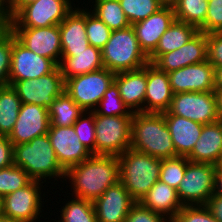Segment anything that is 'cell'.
I'll return each mask as SVG.
<instances>
[{
	"mask_svg": "<svg viewBox=\"0 0 222 222\" xmlns=\"http://www.w3.org/2000/svg\"><path fill=\"white\" fill-rule=\"evenodd\" d=\"M71 188L73 196L94 202L105 190L120 181V164L118 156L91 155L82 163L65 171L64 183ZM73 190V191H72Z\"/></svg>",
	"mask_w": 222,
	"mask_h": 222,
	"instance_id": "6da1fadb",
	"label": "cell"
},
{
	"mask_svg": "<svg viewBox=\"0 0 222 222\" xmlns=\"http://www.w3.org/2000/svg\"><path fill=\"white\" fill-rule=\"evenodd\" d=\"M13 153L14 165L21 167L32 180L43 182L48 187L46 184L57 185L55 181L61 179L64 187L65 170L58 163L48 134L38 136L28 143L13 145ZM51 179L52 182L48 181Z\"/></svg>",
	"mask_w": 222,
	"mask_h": 222,
	"instance_id": "7a4b0ae2",
	"label": "cell"
},
{
	"mask_svg": "<svg viewBox=\"0 0 222 222\" xmlns=\"http://www.w3.org/2000/svg\"><path fill=\"white\" fill-rule=\"evenodd\" d=\"M130 148L159 159L176 157L163 113H134Z\"/></svg>",
	"mask_w": 222,
	"mask_h": 222,
	"instance_id": "3957f363",
	"label": "cell"
},
{
	"mask_svg": "<svg viewBox=\"0 0 222 222\" xmlns=\"http://www.w3.org/2000/svg\"><path fill=\"white\" fill-rule=\"evenodd\" d=\"M120 182L131 197L139 202L159 180L162 159L152 157L133 149H127L118 156Z\"/></svg>",
	"mask_w": 222,
	"mask_h": 222,
	"instance_id": "277c9868",
	"label": "cell"
},
{
	"mask_svg": "<svg viewBox=\"0 0 222 222\" xmlns=\"http://www.w3.org/2000/svg\"><path fill=\"white\" fill-rule=\"evenodd\" d=\"M104 68L114 73L134 71L149 63L148 56L140 48L133 27L112 30L109 40L101 49Z\"/></svg>",
	"mask_w": 222,
	"mask_h": 222,
	"instance_id": "5b68a950",
	"label": "cell"
},
{
	"mask_svg": "<svg viewBox=\"0 0 222 222\" xmlns=\"http://www.w3.org/2000/svg\"><path fill=\"white\" fill-rule=\"evenodd\" d=\"M43 184L45 183L32 180L25 187L5 195L2 198L1 214L18 222H42L41 217L49 220L50 218L42 214L45 210L43 204L49 202L45 197L50 195V190L47 188L48 192H45L46 187Z\"/></svg>",
	"mask_w": 222,
	"mask_h": 222,
	"instance_id": "8992f818",
	"label": "cell"
},
{
	"mask_svg": "<svg viewBox=\"0 0 222 222\" xmlns=\"http://www.w3.org/2000/svg\"><path fill=\"white\" fill-rule=\"evenodd\" d=\"M133 116H104L94 112L95 155L120 156L131 144Z\"/></svg>",
	"mask_w": 222,
	"mask_h": 222,
	"instance_id": "52a82bcc",
	"label": "cell"
},
{
	"mask_svg": "<svg viewBox=\"0 0 222 222\" xmlns=\"http://www.w3.org/2000/svg\"><path fill=\"white\" fill-rule=\"evenodd\" d=\"M115 74L101 68L69 78L65 81V91L84 111L92 112L114 82Z\"/></svg>",
	"mask_w": 222,
	"mask_h": 222,
	"instance_id": "ba28073f",
	"label": "cell"
},
{
	"mask_svg": "<svg viewBox=\"0 0 222 222\" xmlns=\"http://www.w3.org/2000/svg\"><path fill=\"white\" fill-rule=\"evenodd\" d=\"M78 0H37L24 6L12 19L10 28H40L59 25Z\"/></svg>",
	"mask_w": 222,
	"mask_h": 222,
	"instance_id": "9c48e42d",
	"label": "cell"
},
{
	"mask_svg": "<svg viewBox=\"0 0 222 222\" xmlns=\"http://www.w3.org/2000/svg\"><path fill=\"white\" fill-rule=\"evenodd\" d=\"M217 166L208 163L188 162L183 180L177 189L183 206L205 205L214 194Z\"/></svg>",
	"mask_w": 222,
	"mask_h": 222,
	"instance_id": "30bf717a",
	"label": "cell"
},
{
	"mask_svg": "<svg viewBox=\"0 0 222 222\" xmlns=\"http://www.w3.org/2000/svg\"><path fill=\"white\" fill-rule=\"evenodd\" d=\"M163 114L178 115L203 125L220 121L214 91L174 94Z\"/></svg>",
	"mask_w": 222,
	"mask_h": 222,
	"instance_id": "8fae6325",
	"label": "cell"
},
{
	"mask_svg": "<svg viewBox=\"0 0 222 222\" xmlns=\"http://www.w3.org/2000/svg\"><path fill=\"white\" fill-rule=\"evenodd\" d=\"M22 103L37 104L49 108L54 99L65 91V81L60 68L39 78L9 81Z\"/></svg>",
	"mask_w": 222,
	"mask_h": 222,
	"instance_id": "7c38bea8",
	"label": "cell"
},
{
	"mask_svg": "<svg viewBox=\"0 0 222 222\" xmlns=\"http://www.w3.org/2000/svg\"><path fill=\"white\" fill-rule=\"evenodd\" d=\"M58 65L23 46L12 32V54L9 81L39 78L53 72Z\"/></svg>",
	"mask_w": 222,
	"mask_h": 222,
	"instance_id": "4fadbf2b",
	"label": "cell"
},
{
	"mask_svg": "<svg viewBox=\"0 0 222 222\" xmlns=\"http://www.w3.org/2000/svg\"><path fill=\"white\" fill-rule=\"evenodd\" d=\"M10 30L27 49L51 59L59 65L62 54L59 25L40 28H10Z\"/></svg>",
	"mask_w": 222,
	"mask_h": 222,
	"instance_id": "5bb4252c",
	"label": "cell"
},
{
	"mask_svg": "<svg viewBox=\"0 0 222 222\" xmlns=\"http://www.w3.org/2000/svg\"><path fill=\"white\" fill-rule=\"evenodd\" d=\"M49 127L48 108L37 104L22 103L17 121L8 139L13 145L28 143L38 136L47 134Z\"/></svg>",
	"mask_w": 222,
	"mask_h": 222,
	"instance_id": "9a60e30c",
	"label": "cell"
},
{
	"mask_svg": "<svg viewBox=\"0 0 222 222\" xmlns=\"http://www.w3.org/2000/svg\"><path fill=\"white\" fill-rule=\"evenodd\" d=\"M174 94L214 91L215 68L208 60L191 64L168 73Z\"/></svg>",
	"mask_w": 222,
	"mask_h": 222,
	"instance_id": "2e32d148",
	"label": "cell"
},
{
	"mask_svg": "<svg viewBox=\"0 0 222 222\" xmlns=\"http://www.w3.org/2000/svg\"><path fill=\"white\" fill-rule=\"evenodd\" d=\"M47 134L58 163L65 171L92 155L80 142L73 126H50Z\"/></svg>",
	"mask_w": 222,
	"mask_h": 222,
	"instance_id": "e0dca14e",
	"label": "cell"
},
{
	"mask_svg": "<svg viewBox=\"0 0 222 222\" xmlns=\"http://www.w3.org/2000/svg\"><path fill=\"white\" fill-rule=\"evenodd\" d=\"M207 60V34L198 31L179 49L160 55L152 64L169 73Z\"/></svg>",
	"mask_w": 222,
	"mask_h": 222,
	"instance_id": "ac0fdd59",
	"label": "cell"
},
{
	"mask_svg": "<svg viewBox=\"0 0 222 222\" xmlns=\"http://www.w3.org/2000/svg\"><path fill=\"white\" fill-rule=\"evenodd\" d=\"M136 201L119 181L93 202L97 222H124Z\"/></svg>",
	"mask_w": 222,
	"mask_h": 222,
	"instance_id": "d6986e66",
	"label": "cell"
},
{
	"mask_svg": "<svg viewBox=\"0 0 222 222\" xmlns=\"http://www.w3.org/2000/svg\"><path fill=\"white\" fill-rule=\"evenodd\" d=\"M175 20L172 5H164L148 18L131 25L138 39L140 48L147 56L156 49L161 36Z\"/></svg>",
	"mask_w": 222,
	"mask_h": 222,
	"instance_id": "ffe728a7",
	"label": "cell"
},
{
	"mask_svg": "<svg viewBox=\"0 0 222 222\" xmlns=\"http://www.w3.org/2000/svg\"><path fill=\"white\" fill-rule=\"evenodd\" d=\"M173 95L168 73L159 70L152 63H148L144 113L166 112Z\"/></svg>",
	"mask_w": 222,
	"mask_h": 222,
	"instance_id": "44dd1931",
	"label": "cell"
},
{
	"mask_svg": "<svg viewBox=\"0 0 222 222\" xmlns=\"http://www.w3.org/2000/svg\"><path fill=\"white\" fill-rule=\"evenodd\" d=\"M114 82L120 96L132 113H144V100L147 86V64L138 70L115 74Z\"/></svg>",
	"mask_w": 222,
	"mask_h": 222,
	"instance_id": "7402d4cb",
	"label": "cell"
},
{
	"mask_svg": "<svg viewBox=\"0 0 222 222\" xmlns=\"http://www.w3.org/2000/svg\"><path fill=\"white\" fill-rule=\"evenodd\" d=\"M187 159L195 163L221 164L222 120L203 125L200 138Z\"/></svg>",
	"mask_w": 222,
	"mask_h": 222,
	"instance_id": "603a6c76",
	"label": "cell"
},
{
	"mask_svg": "<svg viewBox=\"0 0 222 222\" xmlns=\"http://www.w3.org/2000/svg\"><path fill=\"white\" fill-rule=\"evenodd\" d=\"M58 67L64 81L104 68L101 49L89 45L80 51H62Z\"/></svg>",
	"mask_w": 222,
	"mask_h": 222,
	"instance_id": "cb8c5ba5",
	"label": "cell"
},
{
	"mask_svg": "<svg viewBox=\"0 0 222 222\" xmlns=\"http://www.w3.org/2000/svg\"><path fill=\"white\" fill-rule=\"evenodd\" d=\"M77 3L59 24L62 51H80L90 45L86 36V5L81 2V8Z\"/></svg>",
	"mask_w": 222,
	"mask_h": 222,
	"instance_id": "d4e9b609",
	"label": "cell"
},
{
	"mask_svg": "<svg viewBox=\"0 0 222 222\" xmlns=\"http://www.w3.org/2000/svg\"><path fill=\"white\" fill-rule=\"evenodd\" d=\"M175 147L176 156L188 157L200 138L203 124L172 114H163Z\"/></svg>",
	"mask_w": 222,
	"mask_h": 222,
	"instance_id": "484cf974",
	"label": "cell"
},
{
	"mask_svg": "<svg viewBox=\"0 0 222 222\" xmlns=\"http://www.w3.org/2000/svg\"><path fill=\"white\" fill-rule=\"evenodd\" d=\"M141 205L171 221L183 208L177 190L158 180L139 201Z\"/></svg>",
	"mask_w": 222,
	"mask_h": 222,
	"instance_id": "4316f807",
	"label": "cell"
},
{
	"mask_svg": "<svg viewBox=\"0 0 222 222\" xmlns=\"http://www.w3.org/2000/svg\"><path fill=\"white\" fill-rule=\"evenodd\" d=\"M198 31L194 25L175 20L161 36L156 49L148 56L149 63H153L162 54L179 49Z\"/></svg>",
	"mask_w": 222,
	"mask_h": 222,
	"instance_id": "83f0119b",
	"label": "cell"
},
{
	"mask_svg": "<svg viewBox=\"0 0 222 222\" xmlns=\"http://www.w3.org/2000/svg\"><path fill=\"white\" fill-rule=\"evenodd\" d=\"M83 4L88 5L87 8H90L89 10L111 30L124 29L131 25L122 10L119 0H88L87 4L84 1Z\"/></svg>",
	"mask_w": 222,
	"mask_h": 222,
	"instance_id": "f1b7e54d",
	"label": "cell"
},
{
	"mask_svg": "<svg viewBox=\"0 0 222 222\" xmlns=\"http://www.w3.org/2000/svg\"><path fill=\"white\" fill-rule=\"evenodd\" d=\"M21 99L11 86H0V136H9L17 121Z\"/></svg>",
	"mask_w": 222,
	"mask_h": 222,
	"instance_id": "f546056e",
	"label": "cell"
},
{
	"mask_svg": "<svg viewBox=\"0 0 222 222\" xmlns=\"http://www.w3.org/2000/svg\"><path fill=\"white\" fill-rule=\"evenodd\" d=\"M48 112L50 126L70 127L85 111L64 91L54 99Z\"/></svg>",
	"mask_w": 222,
	"mask_h": 222,
	"instance_id": "4dcf8cb0",
	"label": "cell"
},
{
	"mask_svg": "<svg viewBox=\"0 0 222 222\" xmlns=\"http://www.w3.org/2000/svg\"><path fill=\"white\" fill-rule=\"evenodd\" d=\"M56 201L64 203L63 207L57 211L59 222H97L96 211L93 202L71 196L70 200ZM58 212L60 213L58 215ZM60 217V218H59Z\"/></svg>",
	"mask_w": 222,
	"mask_h": 222,
	"instance_id": "1f68e13d",
	"label": "cell"
},
{
	"mask_svg": "<svg viewBox=\"0 0 222 222\" xmlns=\"http://www.w3.org/2000/svg\"><path fill=\"white\" fill-rule=\"evenodd\" d=\"M172 7L176 20L199 28L206 19L208 0H176Z\"/></svg>",
	"mask_w": 222,
	"mask_h": 222,
	"instance_id": "d6a6232c",
	"label": "cell"
},
{
	"mask_svg": "<svg viewBox=\"0 0 222 222\" xmlns=\"http://www.w3.org/2000/svg\"><path fill=\"white\" fill-rule=\"evenodd\" d=\"M94 112L104 116H133L128 107L123 102L119 88L115 82L106 90Z\"/></svg>",
	"mask_w": 222,
	"mask_h": 222,
	"instance_id": "836d02e7",
	"label": "cell"
},
{
	"mask_svg": "<svg viewBox=\"0 0 222 222\" xmlns=\"http://www.w3.org/2000/svg\"><path fill=\"white\" fill-rule=\"evenodd\" d=\"M119 2L131 25L148 18L164 6L160 0H119Z\"/></svg>",
	"mask_w": 222,
	"mask_h": 222,
	"instance_id": "e575fe53",
	"label": "cell"
},
{
	"mask_svg": "<svg viewBox=\"0 0 222 222\" xmlns=\"http://www.w3.org/2000/svg\"><path fill=\"white\" fill-rule=\"evenodd\" d=\"M188 162L187 157L181 156L162 159L159 180L177 190L184 178Z\"/></svg>",
	"mask_w": 222,
	"mask_h": 222,
	"instance_id": "d590c367",
	"label": "cell"
},
{
	"mask_svg": "<svg viewBox=\"0 0 222 222\" xmlns=\"http://www.w3.org/2000/svg\"><path fill=\"white\" fill-rule=\"evenodd\" d=\"M32 179L21 168L16 165L0 169V196L10 194L28 185Z\"/></svg>",
	"mask_w": 222,
	"mask_h": 222,
	"instance_id": "8d00e7d4",
	"label": "cell"
},
{
	"mask_svg": "<svg viewBox=\"0 0 222 222\" xmlns=\"http://www.w3.org/2000/svg\"><path fill=\"white\" fill-rule=\"evenodd\" d=\"M112 30L86 7V36L90 45L102 49Z\"/></svg>",
	"mask_w": 222,
	"mask_h": 222,
	"instance_id": "74e56055",
	"label": "cell"
},
{
	"mask_svg": "<svg viewBox=\"0 0 222 222\" xmlns=\"http://www.w3.org/2000/svg\"><path fill=\"white\" fill-rule=\"evenodd\" d=\"M75 132L82 145L95 155V120L94 111H85L73 124Z\"/></svg>",
	"mask_w": 222,
	"mask_h": 222,
	"instance_id": "f35d334b",
	"label": "cell"
},
{
	"mask_svg": "<svg viewBox=\"0 0 222 222\" xmlns=\"http://www.w3.org/2000/svg\"><path fill=\"white\" fill-rule=\"evenodd\" d=\"M12 31L9 29L0 32V86L9 85L11 68Z\"/></svg>",
	"mask_w": 222,
	"mask_h": 222,
	"instance_id": "ab89813d",
	"label": "cell"
},
{
	"mask_svg": "<svg viewBox=\"0 0 222 222\" xmlns=\"http://www.w3.org/2000/svg\"><path fill=\"white\" fill-rule=\"evenodd\" d=\"M170 222H218L205 205L183 206Z\"/></svg>",
	"mask_w": 222,
	"mask_h": 222,
	"instance_id": "60d3db41",
	"label": "cell"
},
{
	"mask_svg": "<svg viewBox=\"0 0 222 222\" xmlns=\"http://www.w3.org/2000/svg\"><path fill=\"white\" fill-rule=\"evenodd\" d=\"M198 29L205 34L222 32V0H208L205 22Z\"/></svg>",
	"mask_w": 222,
	"mask_h": 222,
	"instance_id": "b9f144b4",
	"label": "cell"
},
{
	"mask_svg": "<svg viewBox=\"0 0 222 222\" xmlns=\"http://www.w3.org/2000/svg\"><path fill=\"white\" fill-rule=\"evenodd\" d=\"M124 222H170L158 214L136 202L130 209Z\"/></svg>",
	"mask_w": 222,
	"mask_h": 222,
	"instance_id": "7bdbcfd3",
	"label": "cell"
},
{
	"mask_svg": "<svg viewBox=\"0 0 222 222\" xmlns=\"http://www.w3.org/2000/svg\"><path fill=\"white\" fill-rule=\"evenodd\" d=\"M207 60L214 68L222 66V32L207 34Z\"/></svg>",
	"mask_w": 222,
	"mask_h": 222,
	"instance_id": "ee69618b",
	"label": "cell"
},
{
	"mask_svg": "<svg viewBox=\"0 0 222 222\" xmlns=\"http://www.w3.org/2000/svg\"><path fill=\"white\" fill-rule=\"evenodd\" d=\"M14 164L13 144L8 136H0V169Z\"/></svg>",
	"mask_w": 222,
	"mask_h": 222,
	"instance_id": "f6af8a7d",
	"label": "cell"
},
{
	"mask_svg": "<svg viewBox=\"0 0 222 222\" xmlns=\"http://www.w3.org/2000/svg\"><path fill=\"white\" fill-rule=\"evenodd\" d=\"M218 222H222V197L213 194L205 204Z\"/></svg>",
	"mask_w": 222,
	"mask_h": 222,
	"instance_id": "bcb514c9",
	"label": "cell"
},
{
	"mask_svg": "<svg viewBox=\"0 0 222 222\" xmlns=\"http://www.w3.org/2000/svg\"><path fill=\"white\" fill-rule=\"evenodd\" d=\"M11 18L8 12V1L0 0V32L10 28Z\"/></svg>",
	"mask_w": 222,
	"mask_h": 222,
	"instance_id": "7dc6e473",
	"label": "cell"
},
{
	"mask_svg": "<svg viewBox=\"0 0 222 222\" xmlns=\"http://www.w3.org/2000/svg\"><path fill=\"white\" fill-rule=\"evenodd\" d=\"M37 0H8V12L12 19L24 6Z\"/></svg>",
	"mask_w": 222,
	"mask_h": 222,
	"instance_id": "c3c4849f",
	"label": "cell"
},
{
	"mask_svg": "<svg viewBox=\"0 0 222 222\" xmlns=\"http://www.w3.org/2000/svg\"><path fill=\"white\" fill-rule=\"evenodd\" d=\"M214 194L222 197V166L217 165L215 171V187Z\"/></svg>",
	"mask_w": 222,
	"mask_h": 222,
	"instance_id": "681fc988",
	"label": "cell"
},
{
	"mask_svg": "<svg viewBox=\"0 0 222 222\" xmlns=\"http://www.w3.org/2000/svg\"><path fill=\"white\" fill-rule=\"evenodd\" d=\"M214 87L222 89V66L215 68Z\"/></svg>",
	"mask_w": 222,
	"mask_h": 222,
	"instance_id": "f907efd6",
	"label": "cell"
},
{
	"mask_svg": "<svg viewBox=\"0 0 222 222\" xmlns=\"http://www.w3.org/2000/svg\"><path fill=\"white\" fill-rule=\"evenodd\" d=\"M216 100H217V110L220 120H222V89H214Z\"/></svg>",
	"mask_w": 222,
	"mask_h": 222,
	"instance_id": "816d5d0a",
	"label": "cell"
},
{
	"mask_svg": "<svg viewBox=\"0 0 222 222\" xmlns=\"http://www.w3.org/2000/svg\"><path fill=\"white\" fill-rule=\"evenodd\" d=\"M0 222H18L16 220H13L10 217L4 216L2 214H0Z\"/></svg>",
	"mask_w": 222,
	"mask_h": 222,
	"instance_id": "f5cc1de1",
	"label": "cell"
},
{
	"mask_svg": "<svg viewBox=\"0 0 222 222\" xmlns=\"http://www.w3.org/2000/svg\"><path fill=\"white\" fill-rule=\"evenodd\" d=\"M164 5H173L176 0H160Z\"/></svg>",
	"mask_w": 222,
	"mask_h": 222,
	"instance_id": "db71d44e",
	"label": "cell"
},
{
	"mask_svg": "<svg viewBox=\"0 0 222 222\" xmlns=\"http://www.w3.org/2000/svg\"><path fill=\"white\" fill-rule=\"evenodd\" d=\"M1 209H2V197L0 196V214H1Z\"/></svg>",
	"mask_w": 222,
	"mask_h": 222,
	"instance_id": "11a10c76",
	"label": "cell"
},
{
	"mask_svg": "<svg viewBox=\"0 0 222 222\" xmlns=\"http://www.w3.org/2000/svg\"><path fill=\"white\" fill-rule=\"evenodd\" d=\"M51 221H53L54 220V222L56 221V222H59L58 220H56V219H54V218H52V219H50Z\"/></svg>",
	"mask_w": 222,
	"mask_h": 222,
	"instance_id": "9f6ffc18",
	"label": "cell"
}]
</instances>
